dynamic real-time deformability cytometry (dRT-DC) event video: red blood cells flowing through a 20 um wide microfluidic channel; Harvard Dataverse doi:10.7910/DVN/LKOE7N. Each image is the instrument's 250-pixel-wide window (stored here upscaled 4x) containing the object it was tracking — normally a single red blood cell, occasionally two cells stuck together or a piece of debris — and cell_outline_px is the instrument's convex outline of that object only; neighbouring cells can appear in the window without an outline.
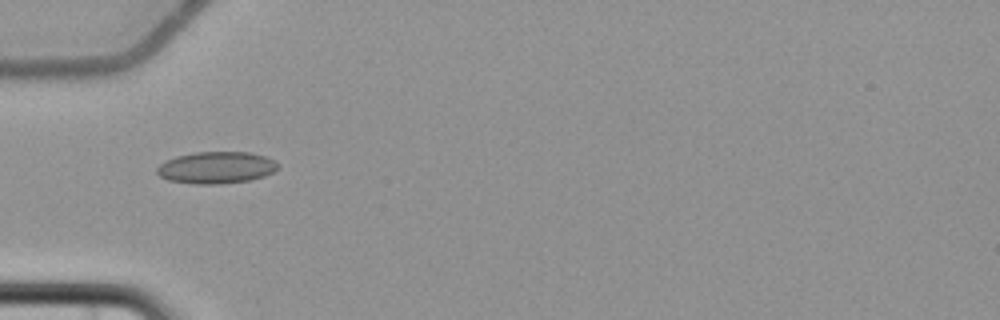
{"species": "common noctule bat (a hibernating species)", "species_latin": "Nyctalus noctula", "temperature_condition": "cold", "stored_images_in_passage": 8, "camera_frame_rate_fps": 3000, "um_per_image_px": 0.085, "animal": {"sex": "female", "body_mass_g": 22.7, "forearm_length_mm": 54.2}, "frame": {"image": 1, "passage_image": 6, "time_ms": 6.333, "image_size_px": [1000, 320], "cell_outline_px": [[280, 168], [264, 176], [248, 180], [220, 184], [192, 184], [168, 180], [160, 176], [156, 172], [156, 168], [160, 164], [176, 156], [196, 152], [252, 152], [264, 156], [280, 164]], "centroid_in_image_um": [18.39, 14.25], "position_along_channel_um": 66.6, "area_um2": 22.48}}
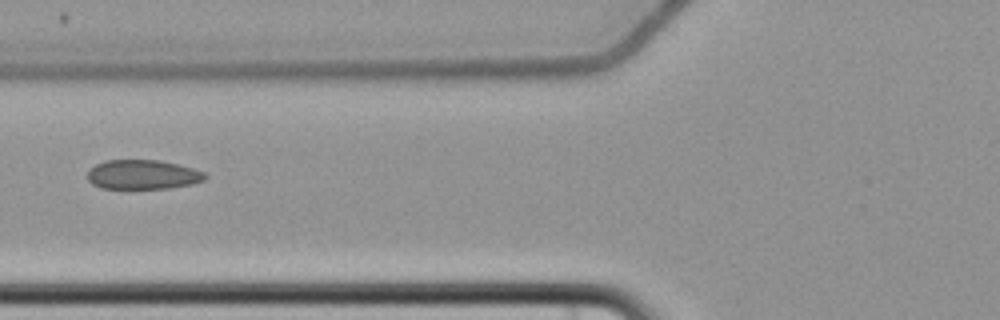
{"frame": {"image": 2, "passage_image": 7, "time_ms": 7.667, "image_size_px": [1000, 320], "cell_outline_px": [[208, 176], [204, 180], [192, 184], [172, 188], [100, 188], [92, 184], [88, 180], [88, 172], [96, 164], [104, 160], [160, 160], [192, 168], [204, 172]], "centroid_in_image_um": [12.14, 14.84], "position_along_channel_um": 113.7, "area_um2": 20.11}}
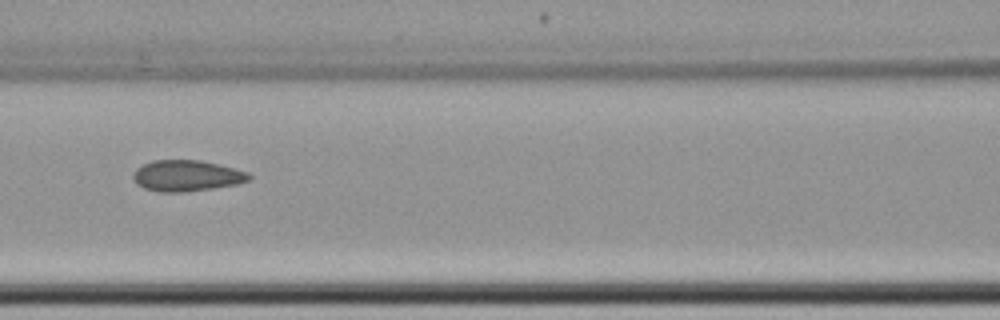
{"frame": {"image": 3, "passage_image": 8, "time_ms": 8.667, "image_size_px": [1000, 320], "cell_outline_px": [[252, 176], [248, 180], [236, 184], [212, 188], [184, 192], [160, 192], [144, 188], [136, 184], [132, 176], [132, 172], [136, 168], [152, 160], [200, 160], [248, 172]], "centroid_in_image_um": [15.81, 14.94], "position_along_channel_um": 150.8, "area_um2": 20.87}}